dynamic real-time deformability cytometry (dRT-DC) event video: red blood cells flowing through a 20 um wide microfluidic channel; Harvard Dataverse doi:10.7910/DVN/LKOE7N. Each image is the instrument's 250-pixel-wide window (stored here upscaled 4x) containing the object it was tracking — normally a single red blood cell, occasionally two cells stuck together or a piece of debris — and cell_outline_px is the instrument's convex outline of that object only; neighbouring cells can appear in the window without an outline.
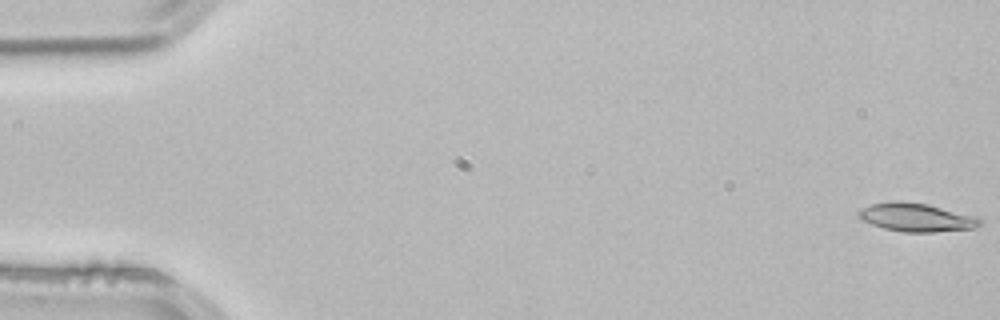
{"species": "common noctule bat (a hibernating species)", "species_latin": "Nyctalus noctula", "temperature_condition": "room temperature", "stored_images_in_passage": 53, "camera_frame_rate_fps": 3000, "um_per_image_px": 0.085, "animal": {"sex": "male", "body_mass_g": 21.5, "forearm_length_mm": 52.0}, "frame": {"image": 1, "passage_image": 1, "time_ms": 0.0, "image_size_px": [1000, 320], "cell_outline_px": [[980, 224], [972, 228], [932, 232], [904, 232], [884, 228], [860, 220], [860, 208], [872, 204], [892, 200], [900, 200], [928, 204], [980, 216]], "centroid_in_image_um": [77.9, 18.46], "position_along_channel_um": 7.1, "area_um2": 20.17}}
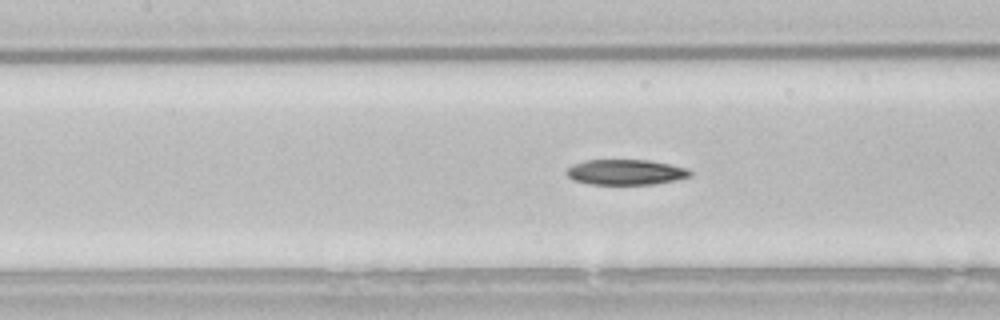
{"frame": {"image": 2, "passage_image": 24, "time_ms": 7.667, "image_size_px": [1000, 320], "cell_outline_px": [[692, 176], [676, 180], [652, 184], [592, 184], [572, 180], [564, 172], [568, 168], [584, 160], [648, 160], [688, 168], [692, 172]], "centroid_in_image_um": [53.19, 14.63], "position_along_channel_um": 154.2, "area_um2": 18.21}}
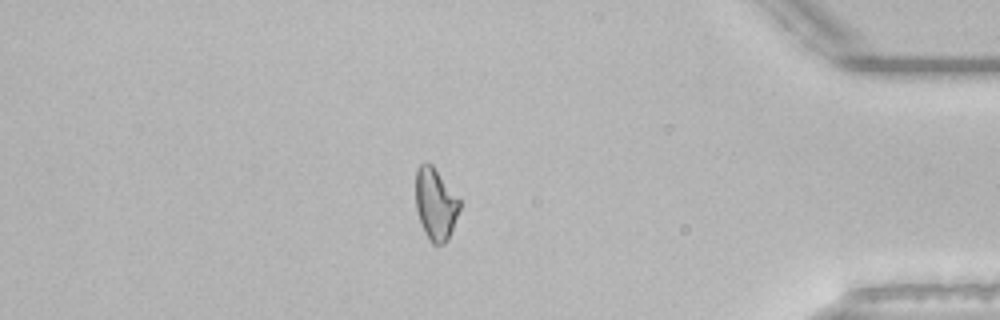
{"frame": {"image": 3, "passage_image": 46, "time_ms": 15.0, "image_size_px": [1000, 320], "cell_outline_px": [[460, 208], [448, 240], [444, 244], [432, 244], [424, 232], [416, 212], [416, 168], [420, 164], [432, 164], [460, 200]], "centroid_in_image_um": [37.01, 17.36], "position_along_channel_um": 398.2, "area_um2": 18.32}, "authors_computed_cell_mechanics": {"area_um2": 18.8428, "velocity_mm_per_s": 3.8374, "shape_relaxation_time_tau1_ms": 9.1284, "shape_relaxation_time_tau2_ms": 5.9657, "deformation_change_tau1": 0.1925, "deformation_change_tau2": 0.1406}}